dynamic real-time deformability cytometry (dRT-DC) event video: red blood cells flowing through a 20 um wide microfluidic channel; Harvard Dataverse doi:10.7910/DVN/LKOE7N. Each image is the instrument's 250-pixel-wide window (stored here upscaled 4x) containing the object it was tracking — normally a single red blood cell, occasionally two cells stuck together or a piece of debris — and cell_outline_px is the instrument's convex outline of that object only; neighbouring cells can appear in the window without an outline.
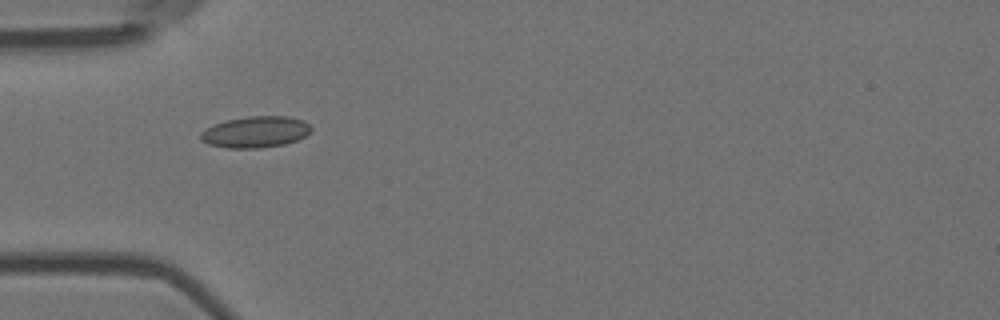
{"species": "Egyptian fruit bat (a non-hibernating species)", "species_latin": "Rousettus aegyptiacus", "temperature_condition": "room temperature", "stored_images_in_passage": 9, "camera_frame_rate_fps": 3000, "um_per_image_px": 0.085, "animal": {"sex": "female"}, "frame": {"image": 1, "passage_image": 1, "time_ms": 0.0, "image_size_px": [1000, 320], "cell_outline_px": [[312, 128], [304, 136], [296, 140], [284, 144], [260, 148], [228, 148], [208, 144], [200, 140], [200, 132], [216, 124], [228, 120], [248, 116], [288, 116], [304, 120]], "centroid_in_image_um": [21.71, 11.22], "position_along_channel_um": 63.3, "area_um2": 20.0}}
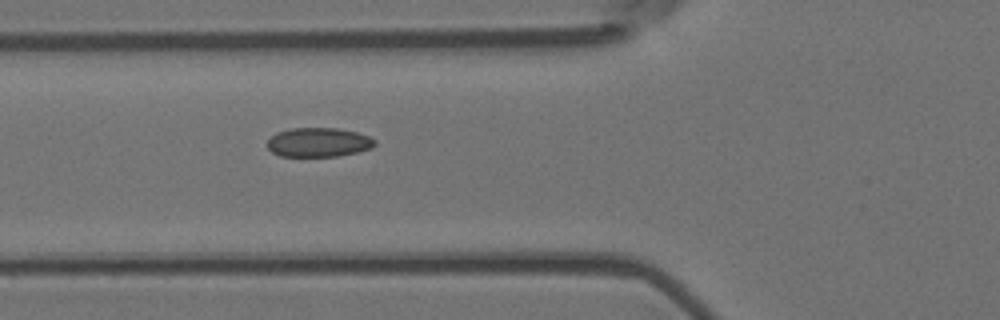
{"frame": {"image": 2, "passage_image": 4, "time_ms": 1.0, "image_size_px": [1000, 320], "cell_outline_px": [[376, 144], [372, 148], [340, 156], [280, 156], [272, 152], [268, 148], [268, 140], [276, 132], [292, 128], [336, 128], [356, 132], [368, 136], [376, 140]], "centroid_in_image_um": [27.08, 12.1], "position_along_channel_um": 98.7, "area_um2": 18.26}}
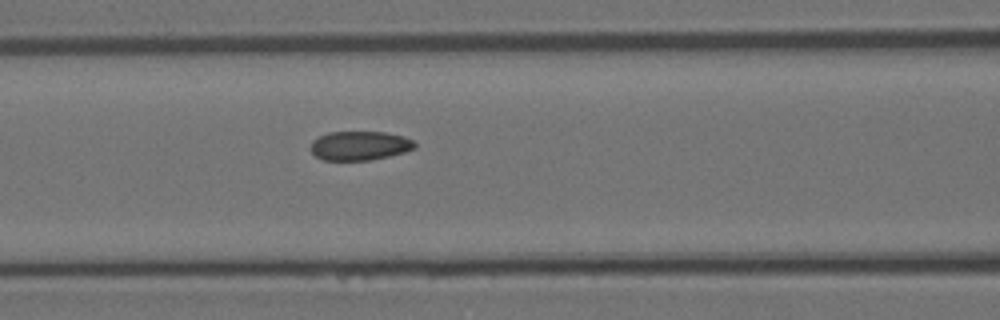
{"frame": {"image": 3, "passage_image": 7, "time_ms": 2.0, "image_size_px": [1000, 320], "cell_outline_px": [[416, 148], [404, 152], [388, 156], [368, 160], [324, 160], [316, 156], [308, 148], [312, 140], [328, 132], [384, 132], [404, 136], [412, 140], [416, 144]], "centroid_in_image_um": [30.55, 12.38], "position_along_channel_um": 136.1, "area_um2": 17.69}}